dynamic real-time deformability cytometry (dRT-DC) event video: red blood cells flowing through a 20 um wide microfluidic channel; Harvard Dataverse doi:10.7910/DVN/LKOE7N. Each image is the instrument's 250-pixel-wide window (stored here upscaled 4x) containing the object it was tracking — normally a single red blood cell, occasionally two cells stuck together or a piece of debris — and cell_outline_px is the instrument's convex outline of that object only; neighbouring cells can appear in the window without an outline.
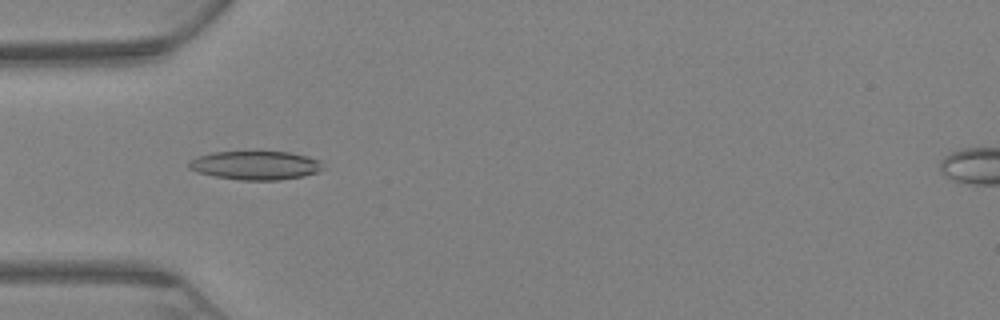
{"species": "Egyptian fruit bat (a non-hibernating species)", "species_latin": "Rousettus aegyptiacus", "temperature_condition": "warm", "stored_images_in_passage": 33, "camera_frame_rate_fps": 3000, "um_per_image_px": 0.085, "animal": {"sex": "female"}, "frame": {"image": 1, "passage_image": 6, "time_ms": 1.667, "image_size_px": [1000, 320], "cell_outline_px": [[324, 168], [320, 172], [304, 176], [280, 180], [240, 180], [216, 176], [196, 172], [188, 168], [188, 164], [196, 156], [212, 152], [288, 152], [308, 156], [320, 160]], "centroid_in_image_um": [21.75, 14.06], "position_along_channel_um": 63.3, "area_um2": 22.54}}